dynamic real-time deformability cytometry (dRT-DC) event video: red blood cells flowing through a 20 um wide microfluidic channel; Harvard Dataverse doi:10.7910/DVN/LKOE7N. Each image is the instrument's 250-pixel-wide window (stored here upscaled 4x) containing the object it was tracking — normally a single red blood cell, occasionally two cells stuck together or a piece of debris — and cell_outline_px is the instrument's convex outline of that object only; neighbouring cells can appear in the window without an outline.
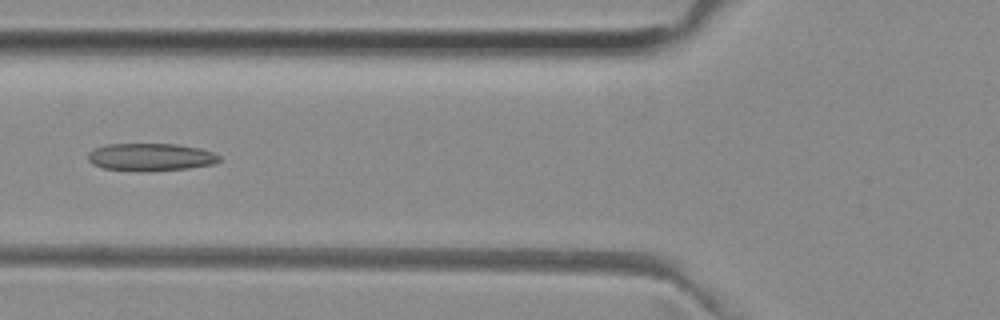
{"species": "common noctule bat (a hibernating species)", "species_latin": "Nyctalus noctula", "temperature_condition": "room temperature", "stored_images_in_passage": 5, "camera_frame_rate_fps": 3000, "um_per_image_px": 0.085, "animal": {"sex": "female", "body_mass_g": 29.2, "forearm_length_mm": 56.3}, "frame": {"image": 1, "passage_image": 5, "time_ms": 1.333, "image_size_px": [1000, 320], "cell_outline_px": [[220, 160], [212, 164], [188, 168], [148, 172], [140, 172], [104, 168], [92, 164], [88, 160], [88, 152], [92, 148], [108, 144], [176, 144], [200, 148], [212, 152], [220, 156]], "centroid_in_image_um": [12.76, 13.36], "position_along_channel_um": 113.0, "area_um2": 21.33}}